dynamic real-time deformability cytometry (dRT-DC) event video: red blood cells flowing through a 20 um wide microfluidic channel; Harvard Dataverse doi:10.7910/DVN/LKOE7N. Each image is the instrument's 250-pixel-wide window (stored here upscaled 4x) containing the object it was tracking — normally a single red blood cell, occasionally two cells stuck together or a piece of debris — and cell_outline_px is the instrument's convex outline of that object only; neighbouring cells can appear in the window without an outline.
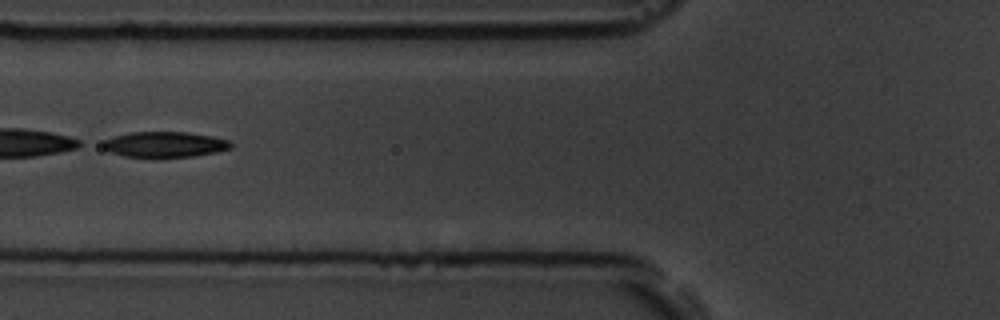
{"species": "common noctule bat (a hibernating species)", "species_latin": "Nyctalus noctula", "temperature_condition": "room temperature", "stored_images_in_passage": 9, "camera_frame_rate_fps": 3000, "um_per_image_px": 0.085, "animal": {"sex": "male", "body_mass_g": 19.5, "forearm_length_mm": 54.6}, "frame": {"image": 1, "passage_image": 6, "time_ms": 5.667, "image_size_px": [1000, 320], "cell_outline_px": [[232, 148], [216, 152], [192, 156], [160, 160], [124, 156], [112, 152], [96, 144], [104, 140], [116, 136], [132, 132], [188, 132], [212, 136], [228, 140], [232, 144]], "centroid_in_image_um": [13.96, 12.31], "position_along_channel_um": 111.8, "area_um2": 19.77}}
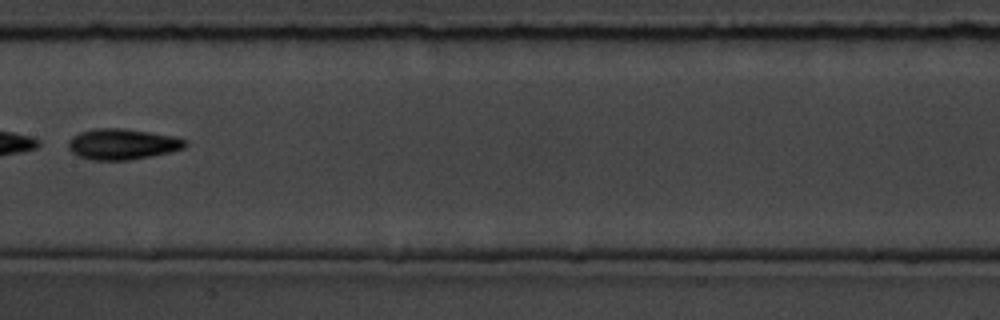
{"frame": {"image": 2, "passage_image": 8, "time_ms": 8.0, "image_size_px": [1000, 320], "cell_outline_px": [[188, 144], [184, 148], [152, 156], [128, 160], [92, 160], [80, 156], [72, 152], [68, 148], [68, 140], [72, 136], [80, 132], [96, 128], [124, 128], [176, 136], [188, 140]], "centroid_in_image_um": [10.42, 12.24], "position_along_channel_um": 197.0, "area_um2": 21.1}}